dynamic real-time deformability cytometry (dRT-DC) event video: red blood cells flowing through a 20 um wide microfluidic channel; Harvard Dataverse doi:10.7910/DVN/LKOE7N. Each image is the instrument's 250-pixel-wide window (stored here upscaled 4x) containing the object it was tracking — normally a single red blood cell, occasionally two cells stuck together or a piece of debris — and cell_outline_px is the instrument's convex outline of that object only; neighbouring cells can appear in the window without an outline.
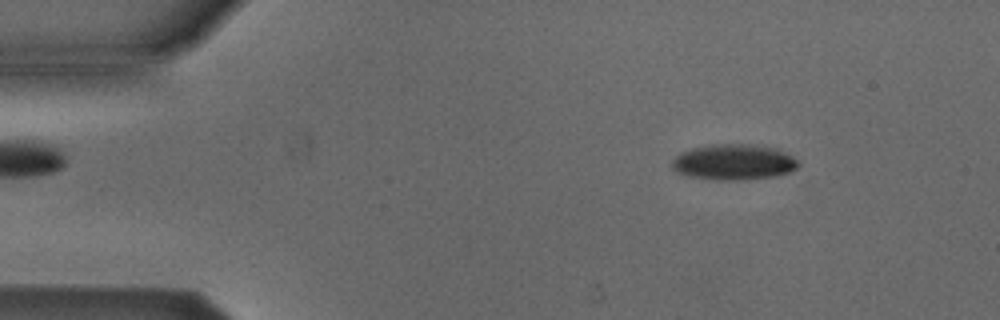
{"species": "Egyptian fruit bat (a non-hibernating species)", "species_latin": "Rousettus aegyptiacus", "temperature_condition": "cold", "stored_images_in_passage": 51, "camera_frame_rate_fps": 3000, "um_per_image_px": 0.085, "animal": {"sex": "male"}, "frame": {"image": 1, "passage_image": 6, "time_ms": 1.667, "image_size_px": [1000, 320], "cell_outline_px": [[800, 164], [796, 168], [788, 172], [772, 176], [740, 180], [712, 180], [684, 176], [676, 172], [672, 168], [672, 160], [680, 152], [692, 148], [708, 144], [748, 144], [776, 148], [792, 156]], "centroid_in_image_um": [62.3, 13.78], "position_along_channel_um": 22.7, "area_um2": 26.41}}
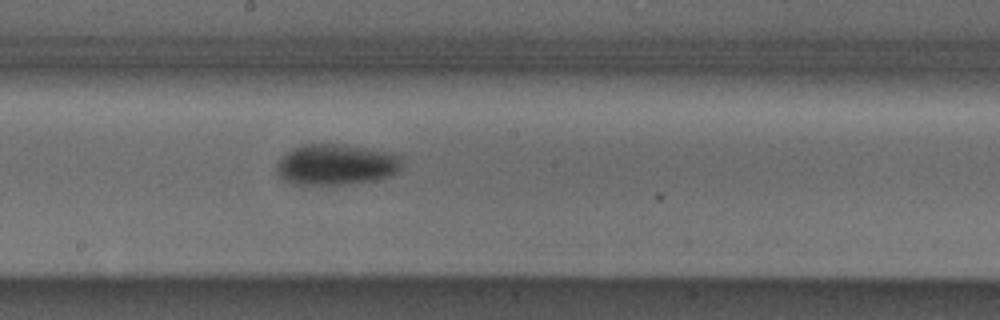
{"frame": {"image": 2, "passage_image": 27, "time_ms": 8.667, "image_size_px": [1000, 320], "cell_outline_px": [[404, 168], [400, 172], [392, 176], [376, 180], [348, 184], [292, 184], [284, 180], [276, 172], [276, 164], [292, 148], [304, 144], [344, 144], [384, 152], [400, 156], [404, 164]], "centroid_in_image_um": [28.61, 14.0], "position_along_channel_um": 219.6, "area_um2": 30.0}}
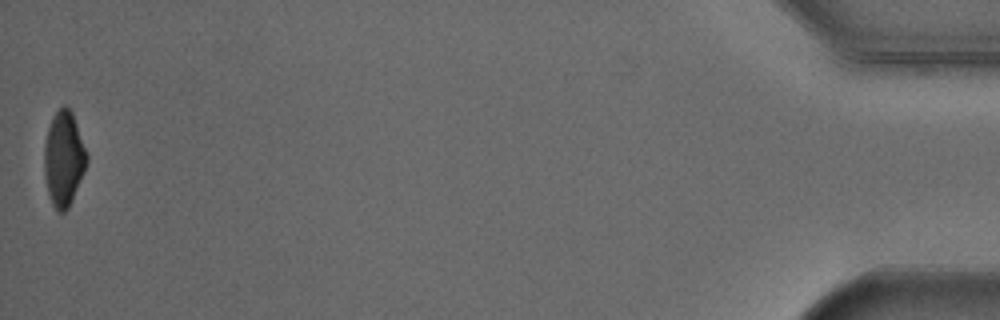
{"frame": {"image": 3, "passage_image": 51, "time_ms": 16.667, "image_size_px": [1000, 320], "cell_outline_px": [[88, 160], [84, 172], [72, 200], [68, 208], [64, 212], [56, 212], [52, 204], [48, 192], [44, 172], [44, 144], [48, 128], [52, 116], [64, 104], [72, 112], [88, 152]], "centroid_in_image_um": [5.42, 13.48], "position_along_channel_um": 429.8, "area_um2": 23.64}, "authors_computed_cell_mechanics": {"area_um2": 27.2816, "velocity_mm_per_s": 3.8921, "shape_relaxation_time_tau1_ms": 2.4524, "shape_relaxation_time_tau2_ms": null, "deformation_change_tau1": 0.1207, "deformation_change_tau2": null}}